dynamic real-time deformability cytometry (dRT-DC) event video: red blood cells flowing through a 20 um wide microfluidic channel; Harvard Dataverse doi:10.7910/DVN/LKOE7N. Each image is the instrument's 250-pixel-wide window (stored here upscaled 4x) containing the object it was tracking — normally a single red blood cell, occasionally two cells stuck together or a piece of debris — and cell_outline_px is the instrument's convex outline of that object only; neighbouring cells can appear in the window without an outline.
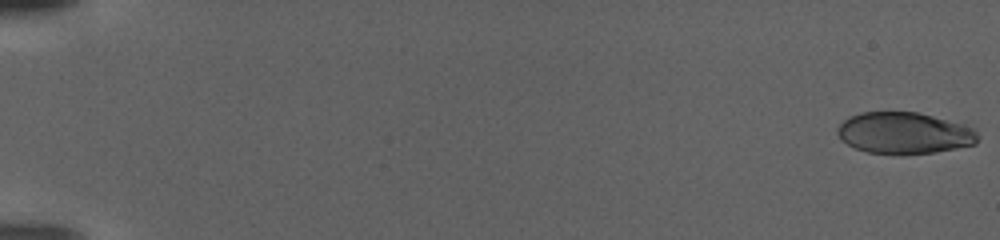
{"species": "human", "species_latin": "Homo sapiens", "temperature_condition": "warm", "stored_images_in_passage": 110, "camera_frame_rate_fps": 3000, "um_per_image_px": 0.085, "donor": {"sex": "female"}, "frame": {"image": 1, "passage_image": 1, "time_ms": 0.0, "image_size_px": [1000, 240], "cell_outline_px": [[980, 136], [976, 144], [936, 152], [900, 156], [868, 152], [856, 148], [848, 144], [836, 132], [836, 128], [844, 120], [860, 112], [916, 112], [932, 116], [960, 124], [972, 128]], "centroid_in_image_um": [76.86, 11.34], "position_along_channel_um": 8.1, "area_um2": 33.99}}
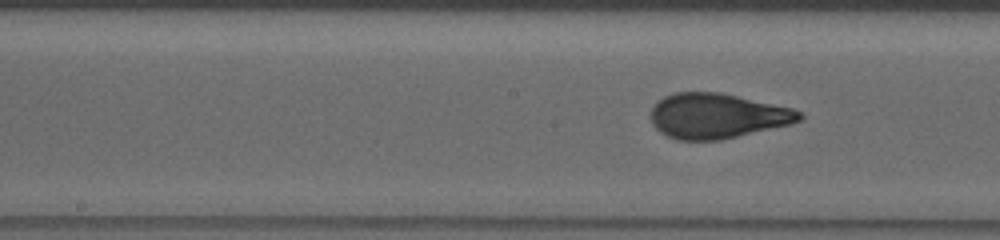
{"frame": {"image": 2, "passage_image": 59, "time_ms": 19.333, "image_size_px": [1000, 240], "cell_outline_px": [[804, 116], [800, 120], [792, 124], [720, 140], [676, 140], [660, 132], [652, 124], [652, 108], [664, 96], [676, 92], [720, 92], [792, 108], [800, 112]], "centroid_in_image_um": [60.97, 9.85], "position_along_channel_um": 187.2, "area_um2": 38.84}}
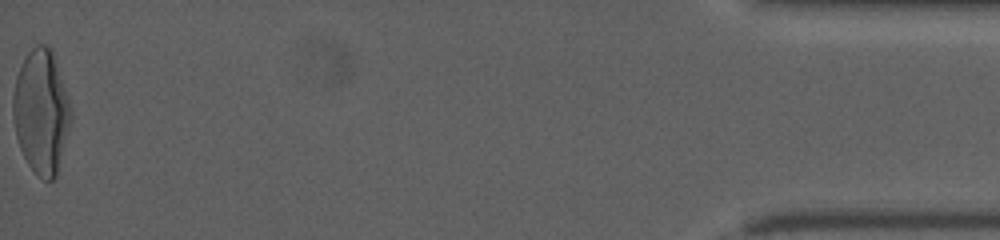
{"frame": {"image": 3, "passage_image": 110, "time_ms": 36.333, "image_size_px": [1000, 240], "cell_outline_px": [[72, 120], [56, 176], [52, 180], [44, 180], [36, 176], [28, 164], [20, 148], [16, 136], [12, 116], [12, 96], [16, 76], [28, 52], [36, 44], [44, 44], [52, 48], [68, 96], [72, 112]], "centroid_in_image_um": [3.51, 9.5], "position_along_channel_um": 431.7, "area_um2": 42.19}}